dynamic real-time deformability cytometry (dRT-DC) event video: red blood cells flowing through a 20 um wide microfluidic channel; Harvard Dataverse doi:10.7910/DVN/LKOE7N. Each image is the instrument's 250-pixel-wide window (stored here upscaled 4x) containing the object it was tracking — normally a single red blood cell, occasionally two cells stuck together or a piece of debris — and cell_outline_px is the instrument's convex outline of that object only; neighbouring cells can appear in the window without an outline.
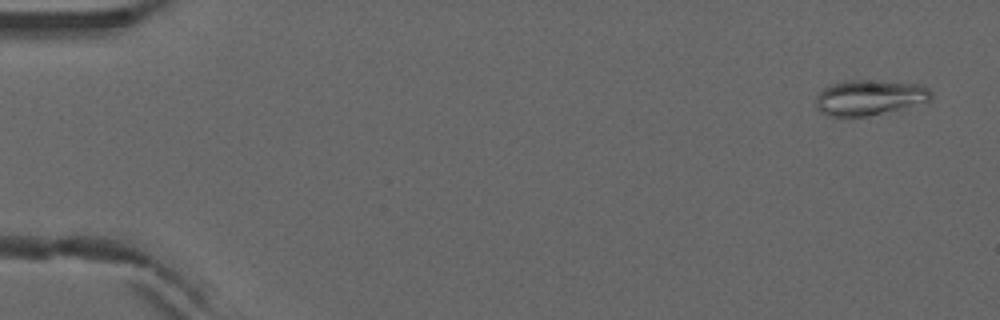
{"species": "common noctule bat (a hibernating species)", "species_latin": "Nyctalus noctula", "temperature_condition": "warm", "stored_images_in_passage": 4, "camera_frame_rate_fps": 3000, "um_per_image_px": 0.085, "animal": {"sex": "male", "forearm_length_mm": 52.5}, "frame": {"image": 1, "passage_image": 1, "time_ms": 0.0, "image_size_px": [1000, 320], "cell_outline_px": [[932, 96], [928, 100], [900, 108], [868, 116], [836, 120], [820, 112], [816, 108], [816, 96], [824, 88], [832, 84], [844, 80], [876, 80], [924, 84], [932, 92]], "centroid_in_image_um": [73.82, 8.31], "position_along_channel_um": 11.2, "area_um2": 24.22}}